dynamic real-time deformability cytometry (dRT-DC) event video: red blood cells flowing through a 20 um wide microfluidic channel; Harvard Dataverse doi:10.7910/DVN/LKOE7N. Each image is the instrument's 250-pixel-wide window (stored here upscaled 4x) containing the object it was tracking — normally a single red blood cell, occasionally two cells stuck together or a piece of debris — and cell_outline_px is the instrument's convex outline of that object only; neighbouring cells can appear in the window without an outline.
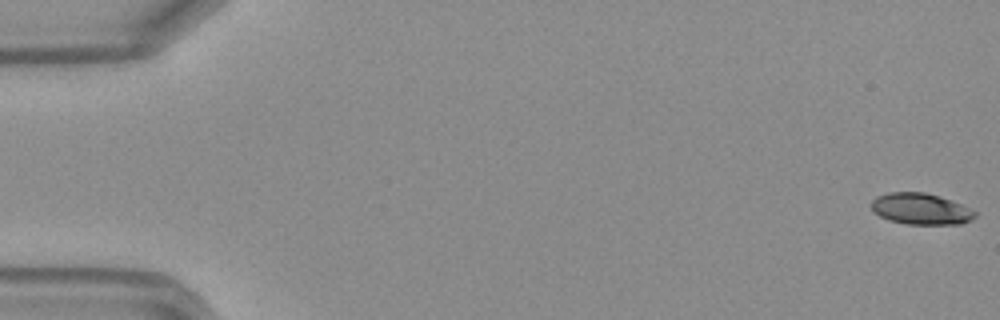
{"species": "Egyptian fruit bat (a non-hibernating species)", "species_latin": "Rousettus aegyptiacus", "temperature_condition": "warm", "stored_images_in_passage": 49, "camera_frame_rate_fps": 3000, "um_per_image_px": 0.085, "frame": {"image": 1, "passage_image": 1, "time_ms": 0.0, "image_size_px": [1000, 320], "cell_outline_px": [[976, 216], [972, 220], [960, 224], [908, 224], [888, 220], [872, 212], [868, 204], [876, 196], [888, 192], [924, 192], [940, 196], [952, 200], [976, 212]], "centroid_in_image_um": [78.21, 17.75], "position_along_channel_um": 6.8, "area_um2": 19.13}}
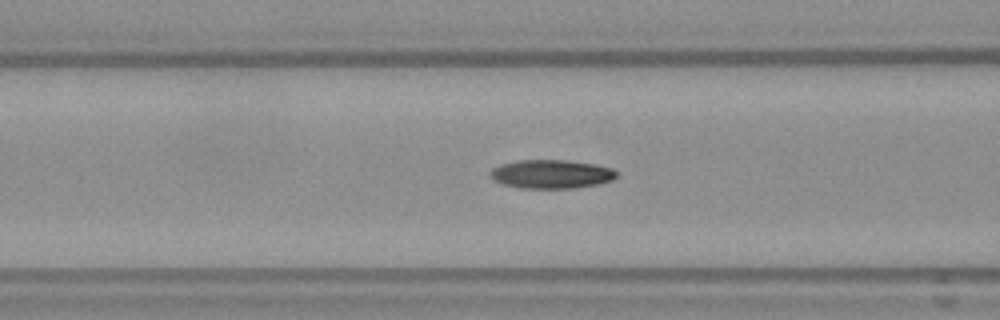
{"frame": {"image": 2, "passage_image": 20, "time_ms": 6.333, "image_size_px": [1000, 320], "cell_outline_px": [[616, 176], [612, 180], [600, 184], [576, 188], [520, 188], [504, 184], [496, 180], [488, 172], [492, 168], [500, 164], [520, 160], [568, 160], [596, 164], [612, 168], [616, 172]], "centroid_in_image_um": [46.89, 14.79], "position_along_channel_um": 119.7, "area_um2": 21.15}}
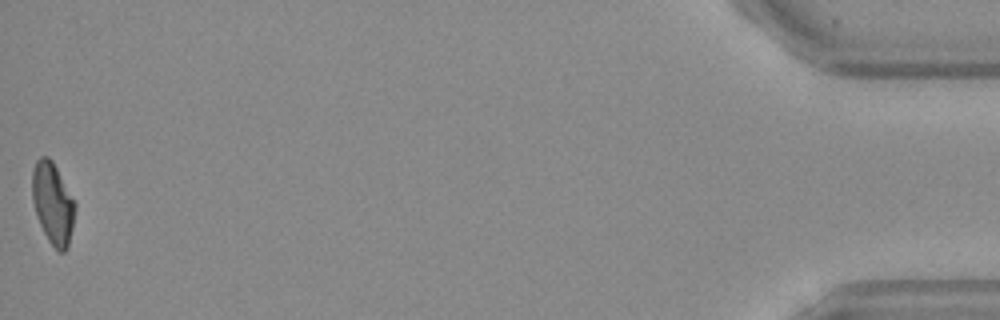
{"frame": {"image": 3, "passage_image": 49, "time_ms": 16.0, "image_size_px": [1000, 320], "cell_outline_px": [[76, 208], [68, 248], [64, 252], [60, 252], [48, 240], [36, 216], [32, 200], [32, 172], [36, 160], [40, 156], [48, 156], [52, 160], [76, 204]], "centroid_in_image_um": [4.48, 17.27], "position_along_channel_um": 430.7, "area_um2": 20.29}, "authors_computed_cell_mechanics": {"area_um2": 20.4034, "velocity_mm_per_s": 4.214, "shape_relaxation_time_tau1_ms": 4.9444, "shape_relaxation_time_tau2_ms": 4.3007, "deformation_change_tau1": 0.1969, "deformation_change_tau2": 0.1083}}